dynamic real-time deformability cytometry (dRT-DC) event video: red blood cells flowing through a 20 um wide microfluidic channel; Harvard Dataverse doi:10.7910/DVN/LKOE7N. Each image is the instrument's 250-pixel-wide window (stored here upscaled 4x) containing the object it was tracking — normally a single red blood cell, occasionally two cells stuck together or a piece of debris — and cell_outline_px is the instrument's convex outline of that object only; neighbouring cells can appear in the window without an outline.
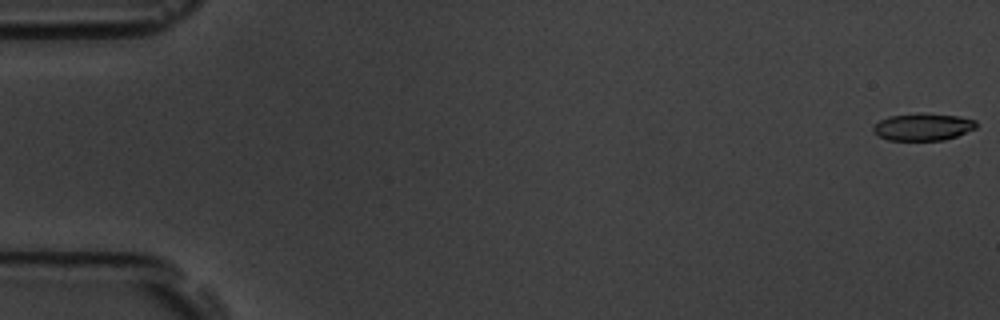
{"species": "common noctule bat (a hibernating species)", "species_latin": "Nyctalus noctula", "temperature_condition": "room temperature", "stored_images_in_passage": 6, "camera_frame_rate_fps": 3000, "um_per_image_px": 0.085, "animal": {"sex": "male", "body_mass_g": 19.5, "forearm_length_mm": 54.6}, "frame": {"image": 1, "passage_image": 1, "time_ms": 0.0, "image_size_px": [1000, 320], "cell_outline_px": [[976, 128], [956, 136], [944, 140], [888, 140], [872, 132], [872, 124], [888, 116], [956, 116], [976, 120]], "centroid_in_image_um": [78.4, 10.84], "position_along_channel_um": 6.6, "area_um2": 15.49}}
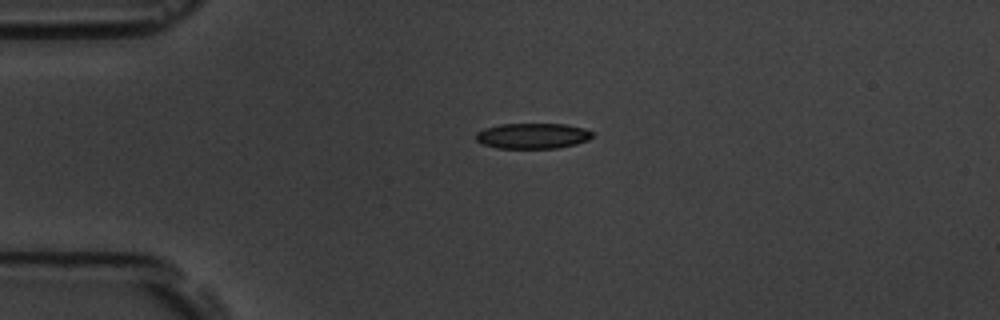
{"frame": {"image": 2, "passage_image": 4, "time_ms": 4.333, "image_size_px": [1000, 320], "cell_outline_px": [[592, 136], [588, 140], [576, 144], [556, 148], [496, 148], [480, 144], [476, 140], [476, 132], [484, 128], [500, 124], [564, 124], [584, 128], [592, 132]], "centroid_in_image_um": [45.23, 11.55], "position_along_channel_um": 39.8, "area_um2": 17.4}}
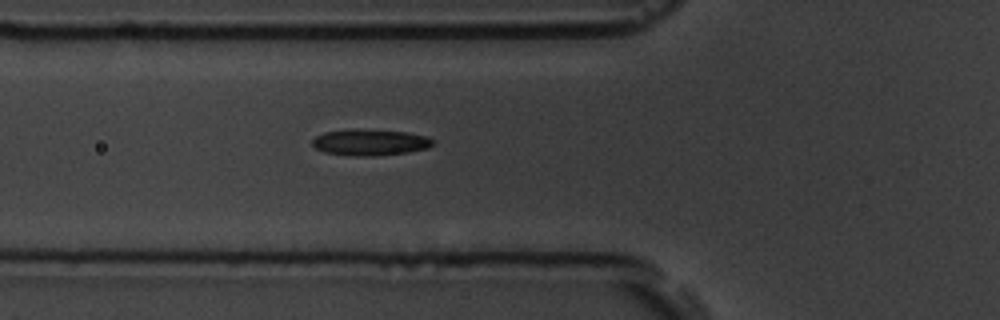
{"frame": {"image": 3, "passage_image": 6, "time_ms": 6.667, "image_size_px": [1000, 320], "cell_outline_px": [[436, 144], [428, 148], [408, 152], [372, 156], [352, 156], [324, 152], [316, 148], [312, 144], [312, 140], [316, 136], [324, 132], [352, 128], [404, 132], [428, 136], [436, 140]], "centroid_in_image_um": [31.48, 12.09], "position_along_channel_um": 94.3, "area_um2": 18.67}}